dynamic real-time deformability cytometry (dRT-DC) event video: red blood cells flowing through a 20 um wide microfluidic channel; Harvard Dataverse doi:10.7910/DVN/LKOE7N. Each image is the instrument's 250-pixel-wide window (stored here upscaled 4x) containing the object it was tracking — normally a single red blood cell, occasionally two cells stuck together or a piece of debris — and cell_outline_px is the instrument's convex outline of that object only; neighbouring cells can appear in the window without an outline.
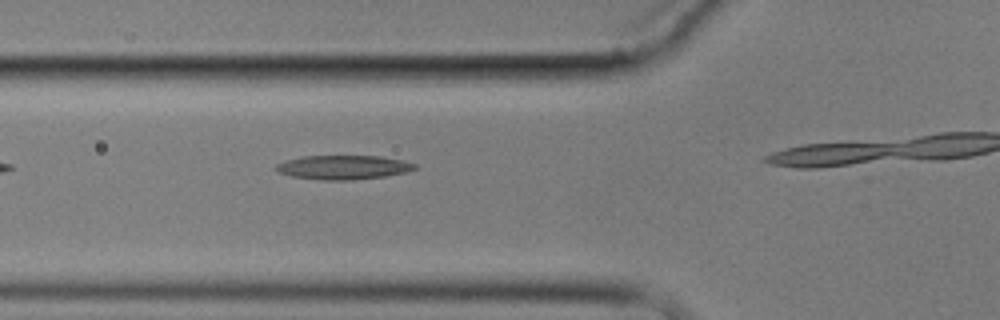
{"species": "common noctule bat (a hibernating species)", "species_latin": "Nyctalus noctula", "temperature_condition": "cold", "stored_images_in_passage": 4, "camera_frame_rate_fps": 3000, "um_per_image_px": 0.085, "animal": {"sex": "male", "body_mass_g": 17.9}, "frame": {"image": 1, "passage_image": 3, "time_ms": 2.333, "image_size_px": [1000, 320], "cell_outline_px": [[416, 168], [408, 172], [384, 176], [352, 180], [324, 180], [292, 176], [280, 172], [272, 168], [276, 164], [284, 160], [304, 156], [380, 156], [404, 160], [416, 164]], "centroid_in_image_um": [29.18, 14.21], "position_along_channel_um": 96.6, "area_um2": 19.54}}